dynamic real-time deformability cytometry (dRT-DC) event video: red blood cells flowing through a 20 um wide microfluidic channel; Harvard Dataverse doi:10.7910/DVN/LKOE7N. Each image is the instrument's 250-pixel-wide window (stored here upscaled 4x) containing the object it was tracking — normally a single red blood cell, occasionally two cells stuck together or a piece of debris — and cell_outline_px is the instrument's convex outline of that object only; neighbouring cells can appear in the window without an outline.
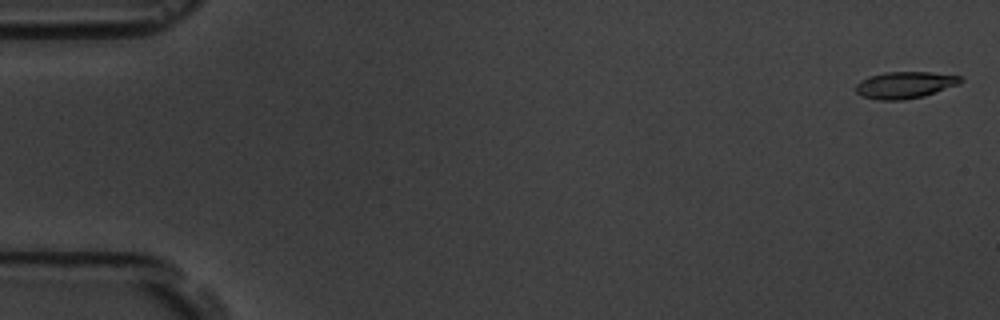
{"species": "common noctule bat (a hibernating species)", "species_latin": "Nyctalus noctula", "temperature_condition": "room temperature", "stored_images_in_passage": 15, "camera_frame_rate_fps": 3000, "um_per_image_px": 0.085, "animal": {"sex": "male", "body_mass_g": 19.5, "forearm_length_mm": 54.6}, "frame": {"image": 1, "passage_image": 1, "time_ms": 0.0, "image_size_px": [1000, 320], "cell_outline_px": [[964, 80], [960, 84], [924, 96], [904, 100], [876, 100], [864, 96], [856, 92], [856, 84], [860, 80], [868, 76], [884, 72], [928, 72], [960, 76]], "centroid_in_image_um": [76.91, 7.22], "position_along_channel_um": 8.1, "area_um2": 16.42}}
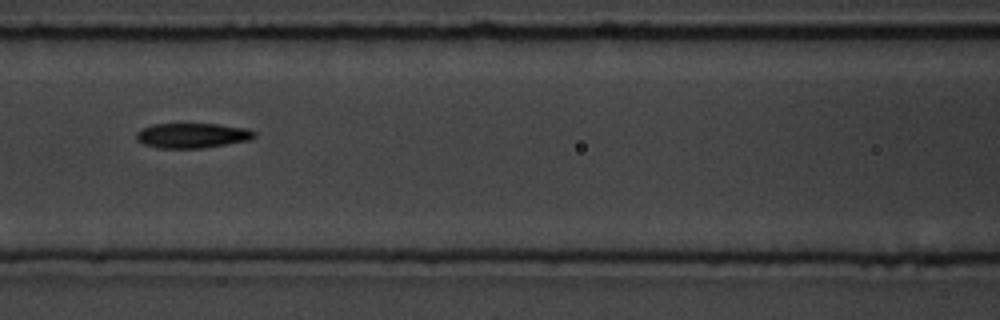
{"frame": {"image": 2, "passage_image": 7, "time_ms": 8.0, "image_size_px": [1000, 320], "cell_outline_px": [[256, 136], [248, 140], [200, 148], [156, 148], [144, 144], [136, 140], [136, 132], [140, 128], [152, 124], [216, 124], [248, 128], [256, 132]], "centroid_in_image_um": [16.29, 11.51], "position_along_channel_um": 150.3, "area_um2": 17.17}}
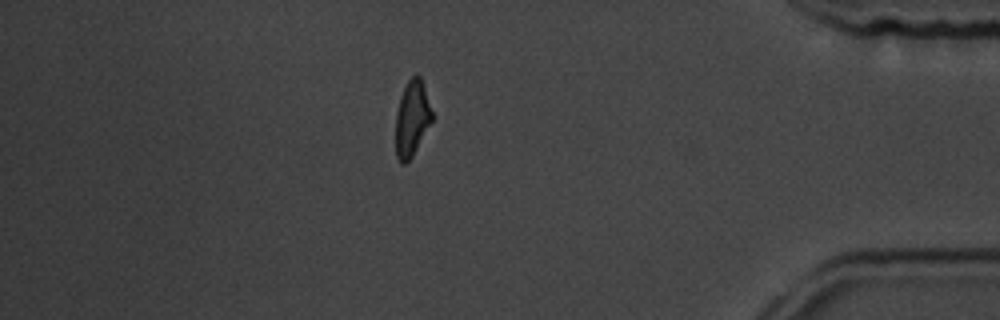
{"frame": {"image": 3, "passage_image": 14, "time_ms": 16.0, "image_size_px": [1000, 320], "cell_outline_px": [[432, 120], [412, 156], [404, 164], [400, 164], [396, 156], [396, 112], [400, 96], [408, 80], [416, 72], [420, 76], [432, 112]], "centroid_in_image_um": [34.99, 10.06], "position_along_channel_um": 400.2, "area_um2": 15.78}, "authors_computed_cell_mechanics": {"area_um2": 16.8776, "velocity_mm_per_s": 3.609, "shape_relaxation_time_tau1_ms": 4.9688, "shape_relaxation_time_tau2_ms": 2.8875, "deformation_change_tau1": 0.1366, "deformation_change_tau2": 0.085}}